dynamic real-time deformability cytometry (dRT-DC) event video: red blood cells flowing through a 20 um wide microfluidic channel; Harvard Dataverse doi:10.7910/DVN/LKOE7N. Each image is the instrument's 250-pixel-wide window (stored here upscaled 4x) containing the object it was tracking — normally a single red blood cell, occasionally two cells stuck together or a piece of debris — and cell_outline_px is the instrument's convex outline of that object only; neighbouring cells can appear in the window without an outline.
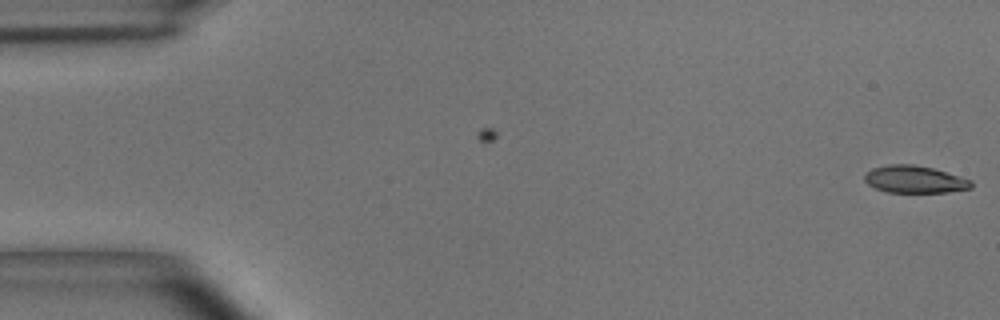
{"species": "common noctule bat (a hibernating species)", "species_latin": "Nyctalus noctula", "temperature_condition": "room temperature", "stored_images_in_passage": 2, "camera_frame_rate_fps": 3000, "um_per_image_px": 0.085, "animal": {"sex": "male", "body_mass_g": 15.6}, "frame": {"image": 1, "passage_image": 2, "time_ms": 0.333, "image_size_px": [1000, 320], "cell_outline_px": [[972, 188], [948, 192], [888, 192], [876, 188], [868, 184], [864, 180], [864, 176], [872, 168], [888, 164], [912, 164], [932, 168], [972, 180]], "centroid_in_image_um": [77.74, 15.24], "position_along_channel_um": 7.3, "area_um2": 16.82}}